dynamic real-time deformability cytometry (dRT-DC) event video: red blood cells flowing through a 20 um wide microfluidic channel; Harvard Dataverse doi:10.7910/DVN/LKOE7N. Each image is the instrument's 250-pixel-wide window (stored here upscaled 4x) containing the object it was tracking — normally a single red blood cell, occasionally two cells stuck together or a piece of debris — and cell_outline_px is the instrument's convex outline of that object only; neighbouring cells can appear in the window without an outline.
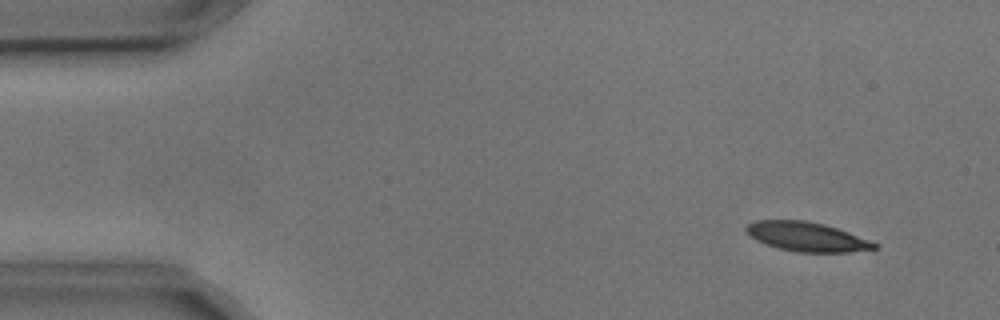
{"species": "common noctule bat (a hibernating species)", "species_latin": "Nyctalus noctula", "temperature_condition": "cold", "stored_images_in_passage": 4, "camera_frame_rate_fps": 3000, "um_per_image_px": 0.085, "animal": {"sex": "male", "body_mass_g": 17.9, "forearm_length_mm": 54.2}, "frame": {"image": 1, "passage_image": 2, "time_ms": 0.333, "image_size_px": [1000, 320], "cell_outline_px": [[880, 248], [848, 252], [800, 252], [780, 248], [756, 240], [744, 228], [748, 224], [756, 220], [804, 220], [824, 224], [848, 232], [880, 244]], "centroid_in_image_um": [68.63, 20.12], "position_along_channel_um": 16.4, "area_um2": 21.62}}